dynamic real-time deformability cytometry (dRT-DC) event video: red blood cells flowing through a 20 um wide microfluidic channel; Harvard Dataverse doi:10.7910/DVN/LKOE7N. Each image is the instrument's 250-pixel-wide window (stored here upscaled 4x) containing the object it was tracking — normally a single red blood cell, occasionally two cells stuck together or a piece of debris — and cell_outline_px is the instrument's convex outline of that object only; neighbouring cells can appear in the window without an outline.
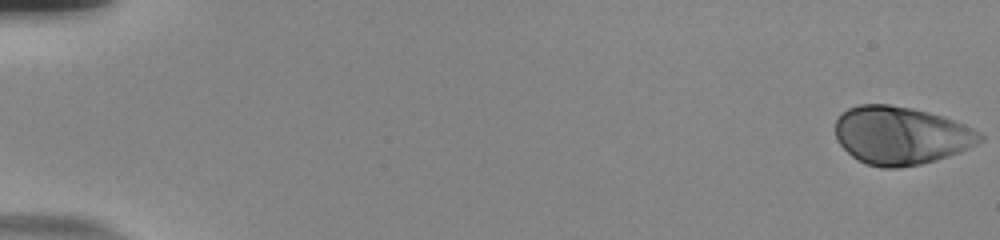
{"species": "human", "species_latin": "Homo sapiens", "temperature_condition": "room temperature", "stored_images_in_passage": 56, "camera_frame_rate_fps": 3000, "um_per_image_px": 0.085, "donor": {"sex": "male"}, "frame": {"image": 1, "passage_image": 1, "time_ms": 0.0, "image_size_px": [1000, 240], "cell_outline_px": [[984, 140], [960, 152], [936, 160], [920, 164], [896, 168], [880, 168], [856, 160], [836, 140], [836, 120], [840, 112], [848, 108], [860, 104], [888, 104], [912, 108], [944, 116], [984, 132]], "centroid_in_image_um": [76.59, 11.51], "position_along_channel_um": 8.4, "area_um2": 49.36}}
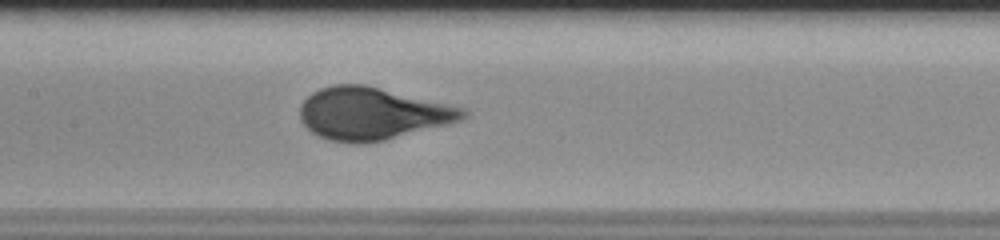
{"frame": {"image": 2, "passage_image": 29, "time_ms": 9.333, "image_size_px": [1000, 240], "cell_outline_px": [[468, 116], [460, 120], [448, 124], [384, 140], [364, 144], [352, 144], [328, 140], [312, 132], [300, 120], [300, 104], [312, 92], [320, 88], [332, 84], [364, 84], [468, 108]], "centroid_in_image_um": [31.65, 9.65], "position_along_channel_um": 175.8, "area_um2": 50.0}}
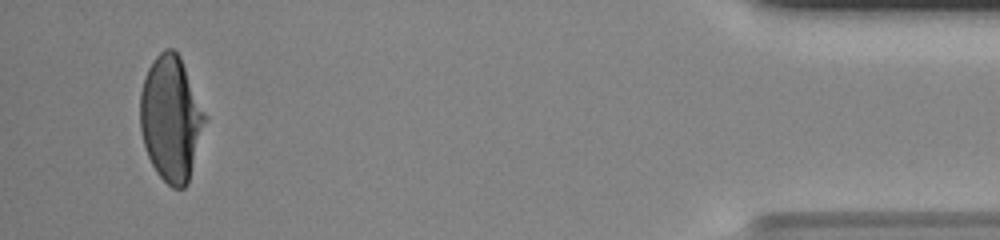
{"frame": {"image": 3, "passage_image": 54, "time_ms": 17.667, "image_size_px": [1000, 240], "cell_outline_px": [[208, 116], [188, 184], [184, 188], [172, 188], [156, 172], [148, 156], [144, 144], [140, 128], [140, 92], [144, 76], [152, 60], [164, 48], [172, 48], [180, 56]], "centroid_in_image_um": [14.55, 10.06], "position_along_channel_um": 420.7, "area_um2": 47.69}}